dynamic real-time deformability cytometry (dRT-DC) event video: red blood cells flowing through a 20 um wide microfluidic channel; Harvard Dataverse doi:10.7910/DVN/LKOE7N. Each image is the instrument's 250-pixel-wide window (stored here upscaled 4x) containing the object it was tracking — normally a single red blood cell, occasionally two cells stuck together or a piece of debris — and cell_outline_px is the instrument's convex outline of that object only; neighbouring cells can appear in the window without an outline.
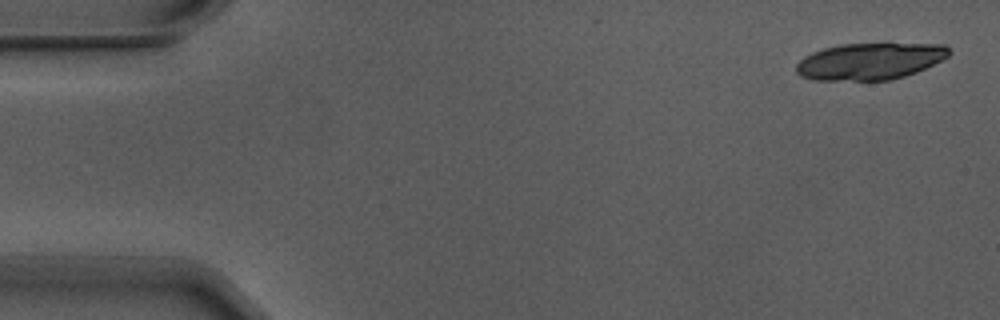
{"species": "Egyptian fruit bat (a non-hibernating species)", "species_latin": "Rousettus aegyptiacus", "temperature_condition": "warm", "stored_images_in_passage": 5, "camera_frame_rate_fps": 3000, "um_per_image_px": 0.085, "animal": {"sex": "male"}, "frame": {"image": 1, "passage_image": 1, "time_ms": 0.0, "image_size_px": [1000, 320], "cell_outline_px": [[952, 52], [948, 56], [916, 72], [904, 76], [888, 80], [812, 80], [800, 76], [796, 72], [796, 64], [804, 56], [812, 52], [824, 48], [840, 44], [944, 44]], "centroid_in_image_um": [73.89, 5.21], "position_along_channel_um": 11.1, "area_um2": 32.54}}